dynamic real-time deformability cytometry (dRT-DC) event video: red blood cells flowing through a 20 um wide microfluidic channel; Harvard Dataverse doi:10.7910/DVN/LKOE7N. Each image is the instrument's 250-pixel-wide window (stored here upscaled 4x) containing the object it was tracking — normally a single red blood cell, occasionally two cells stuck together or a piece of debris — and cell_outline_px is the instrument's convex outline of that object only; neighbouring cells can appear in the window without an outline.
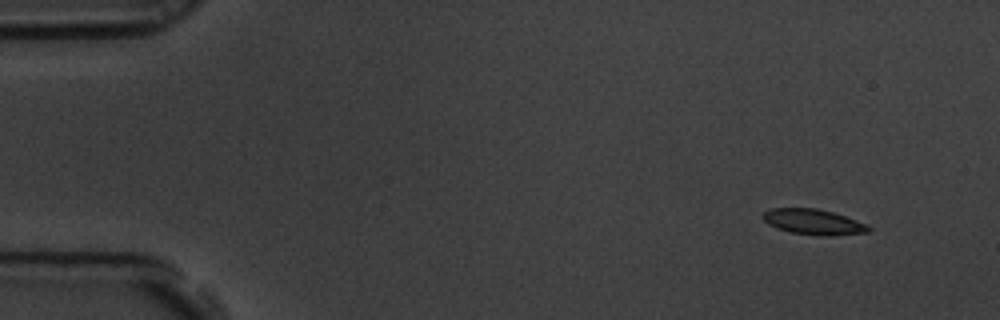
{"species": "common noctule bat (a hibernating species)", "species_latin": "Nyctalus noctula", "temperature_condition": "room temperature", "stored_images_in_passage": 4, "camera_frame_rate_fps": 3000, "um_per_image_px": 0.085, "animal": {"sex": "male", "body_mass_g": 19.5, "forearm_length_mm": 54.6}, "frame": {"image": 1, "passage_image": 1, "time_ms": 0.0, "image_size_px": [1000, 320], "cell_outline_px": [[872, 228], [868, 232], [828, 236], [820, 236], [792, 232], [776, 228], [768, 224], [760, 216], [764, 212], [772, 208], [816, 208], [832, 212], [868, 224]], "centroid_in_image_um": [69.13, 18.86], "position_along_channel_um": 15.9, "area_um2": 15.66}}